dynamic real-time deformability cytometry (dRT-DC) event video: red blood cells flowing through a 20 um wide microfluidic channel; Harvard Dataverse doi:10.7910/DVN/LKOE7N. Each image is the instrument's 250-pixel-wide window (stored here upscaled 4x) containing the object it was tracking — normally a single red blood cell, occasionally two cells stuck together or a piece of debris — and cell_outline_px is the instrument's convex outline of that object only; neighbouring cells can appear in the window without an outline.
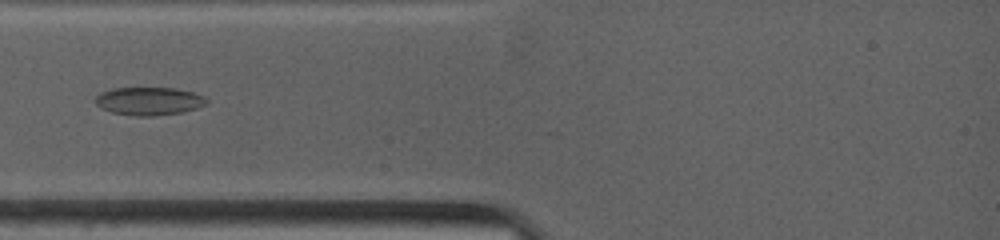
{"species": "common noctule bat (a hibernating species)", "species_latin": "Nyctalus noctula", "temperature_condition": "warm", "stored_images_in_passage": 6, "camera_frame_rate_fps": 4500, "um_per_image_px": 0.085, "animal": {"sex": "female", "body_mass_g": 19.0, "forearm_length_mm": 53.3}, "frame": {"image": 1, "passage_image": 4, "time_ms": 1.333, "image_size_px": [1000, 240], "cell_outline_px": [[208, 104], [184, 112], [152, 116], [136, 116], [112, 112], [100, 108], [96, 104], [96, 96], [100, 92], [112, 88], [176, 88], [192, 92], [204, 96], [208, 100]], "centroid_in_image_um": [12.67, 8.59], "position_along_channel_um": 72.3, "area_um2": 18.26}}